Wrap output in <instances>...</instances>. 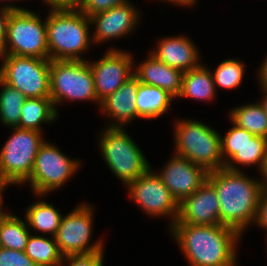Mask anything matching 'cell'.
I'll return each mask as SVG.
<instances>
[{"instance_id":"6da1fadb","label":"cell","mask_w":267,"mask_h":266,"mask_svg":"<svg viewBox=\"0 0 267 266\" xmlns=\"http://www.w3.org/2000/svg\"><path fill=\"white\" fill-rule=\"evenodd\" d=\"M246 176L225 167L207 175V181L215 188L219 199L220 224L233 228L240 235L251 222H256L264 190L262 181Z\"/></svg>"},{"instance_id":"7a4b0ae2","label":"cell","mask_w":267,"mask_h":266,"mask_svg":"<svg viewBox=\"0 0 267 266\" xmlns=\"http://www.w3.org/2000/svg\"><path fill=\"white\" fill-rule=\"evenodd\" d=\"M173 237L190 266H237L236 246L241 236L221 224H173Z\"/></svg>"},{"instance_id":"3957f363","label":"cell","mask_w":267,"mask_h":266,"mask_svg":"<svg viewBox=\"0 0 267 266\" xmlns=\"http://www.w3.org/2000/svg\"><path fill=\"white\" fill-rule=\"evenodd\" d=\"M90 25L81 10H51L46 19L49 59L83 61L80 55L92 43Z\"/></svg>"},{"instance_id":"277c9868","label":"cell","mask_w":267,"mask_h":266,"mask_svg":"<svg viewBox=\"0 0 267 266\" xmlns=\"http://www.w3.org/2000/svg\"><path fill=\"white\" fill-rule=\"evenodd\" d=\"M175 153L203 167L207 172L224 168L221 152V135L196 120L176 122Z\"/></svg>"},{"instance_id":"5b68a950","label":"cell","mask_w":267,"mask_h":266,"mask_svg":"<svg viewBox=\"0 0 267 266\" xmlns=\"http://www.w3.org/2000/svg\"><path fill=\"white\" fill-rule=\"evenodd\" d=\"M101 134V154L109 169L124 185L143 175L150 164L123 128H108Z\"/></svg>"},{"instance_id":"8992f818","label":"cell","mask_w":267,"mask_h":266,"mask_svg":"<svg viewBox=\"0 0 267 266\" xmlns=\"http://www.w3.org/2000/svg\"><path fill=\"white\" fill-rule=\"evenodd\" d=\"M12 129V136L0 151V179L10 184H22L29 180L36 155L45 141L40 131Z\"/></svg>"},{"instance_id":"52a82bcc","label":"cell","mask_w":267,"mask_h":266,"mask_svg":"<svg viewBox=\"0 0 267 266\" xmlns=\"http://www.w3.org/2000/svg\"><path fill=\"white\" fill-rule=\"evenodd\" d=\"M3 65L0 79L23 93L26 98L50 97L49 58L0 54Z\"/></svg>"},{"instance_id":"ba28073f","label":"cell","mask_w":267,"mask_h":266,"mask_svg":"<svg viewBox=\"0 0 267 266\" xmlns=\"http://www.w3.org/2000/svg\"><path fill=\"white\" fill-rule=\"evenodd\" d=\"M41 20L28 9L11 11L6 42L0 54L49 58L46 19Z\"/></svg>"},{"instance_id":"9c48e42d","label":"cell","mask_w":267,"mask_h":266,"mask_svg":"<svg viewBox=\"0 0 267 266\" xmlns=\"http://www.w3.org/2000/svg\"><path fill=\"white\" fill-rule=\"evenodd\" d=\"M49 83L54 107L65 99L98 102L93 73L86 60H51Z\"/></svg>"},{"instance_id":"30bf717a","label":"cell","mask_w":267,"mask_h":266,"mask_svg":"<svg viewBox=\"0 0 267 266\" xmlns=\"http://www.w3.org/2000/svg\"><path fill=\"white\" fill-rule=\"evenodd\" d=\"M80 162L64 155L55 145L46 141L40 147L30 178L27 182L31 185L36 196H44L65 182L80 167Z\"/></svg>"},{"instance_id":"8fae6325","label":"cell","mask_w":267,"mask_h":266,"mask_svg":"<svg viewBox=\"0 0 267 266\" xmlns=\"http://www.w3.org/2000/svg\"><path fill=\"white\" fill-rule=\"evenodd\" d=\"M151 167L135 180L127 183L130 197L151 216L171 217L170 227L179 216V203Z\"/></svg>"},{"instance_id":"7c38bea8","label":"cell","mask_w":267,"mask_h":266,"mask_svg":"<svg viewBox=\"0 0 267 266\" xmlns=\"http://www.w3.org/2000/svg\"><path fill=\"white\" fill-rule=\"evenodd\" d=\"M92 211L88 204H80L62 217L55 240L63 256L104 250L102 240L88 245L93 227Z\"/></svg>"},{"instance_id":"4fadbf2b","label":"cell","mask_w":267,"mask_h":266,"mask_svg":"<svg viewBox=\"0 0 267 266\" xmlns=\"http://www.w3.org/2000/svg\"><path fill=\"white\" fill-rule=\"evenodd\" d=\"M133 58L123 50L110 49L95 62L89 63L100 103L134 75Z\"/></svg>"},{"instance_id":"5bb4252c","label":"cell","mask_w":267,"mask_h":266,"mask_svg":"<svg viewBox=\"0 0 267 266\" xmlns=\"http://www.w3.org/2000/svg\"><path fill=\"white\" fill-rule=\"evenodd\" d=\"M158 173L173 197L181 203L206 180L208 172L185 157L174 155Z\"/></svg>"},{"instance_id":"9a60e30c","label":"cell","mask_w":267,"mask_h":266,"mask_svg":"<svg viewBox=\"0 0 267 266\" xmlns=\"http://www.w3.org/2000/svg\"><path fill=\"white\" fill-rule=\"evenodd\" d=\"M174 224H220L217 192L207 180L192 195L179 203V216Z\"/></svg>"},{"instance_id":"2e32d148","label":"cell","mask_w":267,"mask_h":266,"mask_svg":"<svg viewBox=\"0 0 267 266\" xmlns=\"http://www.w3.org/2000/svg\"><path fill=\"white\" fill-rule=\"evenodd\" d=\"M139 18V11L129 1L92 15L89 17L91 25L95 24L92 42H105L130 34Z\"/></svg>"},{"instance_id":"e0dca14e","label":"cell","mask_w":267,"mask_h":266,"mask_svg":"<svg viewBox=\"0 0 267 266\" xmlns=\"http://www.w3.org/2000/svg\"><path fill=\"white\" fill-rule=\"evenodd\" d=\"M138 85L139 80L133 75L100 103L102 112L116 120V123L108 125V128H122L126 122L137 118L135 104Z\"/></svg>"},{"instance_id":"ac0fdd59","label":"cell","mask_w":267,"mask_h":266,"mask_svg":"<svg viewBox=\"0 0 267 266\" xmlns=\"http://www.w3.org/2000/svg\"><path fill=\"white\" fill-rule=\"evenodd\" d=\"M157 44L151 54L172 68L186 72L200 65L198 51L186 36L165 37Z\"/></svg>"},{"instance_id":"d6986e66","label":"cell","mask_w":267,"mask_h":266,"mask_svg":"<svg viewBox=\"0 0 267 266\" xmlns=\"http://www.w3.org/2000/svg\"><path fill=\"white\" fill-rule=\"evenodd\" d=\"M149 56L134 69V75L140 83L164 89L175 99L180 94L184 72Z\"/></svg>"},{"instance_id":"ffe728a7","label":"cell","mask_w":267,"mask_h":266,"mask_svg":"<svg viewBox=\"0 0 267 266\" xmlns=\"http://www.w3.org/2000/svg\"><path fill=\"white\" fill-rule=\"evenodd\" d=\"M174 97L164 89L139 82L136 93L137 117L154 119L168 111Z\"/></svg>"},{"instance_id":"44dd1931","label":"cell","mask_w":267,"mask_h":266,"mask_svg":"<svg viewBox=\"0 0 267 266\" xmlns=\"http://www.w3.org/2000/svg\"><path fill=\"white\" fill-rule=\"evenodd\" d=\"M57 117L58 110L50 97L27 98L23 102L17 128L41 132L42 123L53 122Z\"/></svg>"},{"instance_id":"7402d4cb","label":"cell","mask_w":267,"mask_h":266,"mask_svg":"<svg viewBox=\"0 0 267 266\" xmlns=\"http://www.w3.org/2000/svg\"><path fill=\"white\" fill-rule=\"evenodd\" d=\"M216 87L212 72L204 65L184 72L181 91L178 97L208 101L214 98Z\"/></svg>"},{"instance_id":"603a6c76","label":"cell","mask_w":267,"mask_h":266,"mask_svg":"<svg viewBox=\"0 0 267 266\" xmlns=\"http://www.w3.org/2000/svg\"><path fill=\"white\" fill-rule=\"evenodd\" d=\"M63 215L53 204L44 201H38L26 210V224L38 232L49 233L55 237L58 227L60 226Z\"/></svg>"},{"instance_id":"cb8c5ba5","label":"cell","mask_w":267,"mask_h":266,"mask_svg":"<svg viewBox=\"0 0 267 266\" xmlns=\"http://www.w3.org/2000/svg\"><path fill=\"white\" fill-rule=\"evenodd\" d=\"M229 116L236 126L246 129L255 136L267 138V113L260 102L238 106L231 110Z\"/></svg>"},{"instance_id":"d4e9b609","label":"cell","mask_w":267,"mask_h":266,"mask_svg":"<svg viewBox=\"0 0 267 266\" xmlns=\"http://www.w3.org/2000/svg\"><path fill=\"white\" fill-rule=\"evenodd\" d=\"M51 238L39 235L28 238L25 253L38 266H59L63 259L55 237Z\"/></svg>"},{"instance_id":"484cf974","label":"cell","mask_w":267,"mask_h":266,"mask_svg":"<svg viewBox=\"0 0 267 266\" xmlns=\"http://www.w3.org/2000/svg\"><path fill=\"white\" fill-rule=\"evenodd\" d=\"M233 162L249 166L258 163L259 170L262 174L267 163V138L254 136L224 165L229 170L240 171Z\"/></svg>"},{"instance_id":"4316f807","label":"cell","mask_w":267,"mask_h":266,"mask_svg":"<svg viewBox=\"0 0 267 266\" xmlns=\"http://www.w3.org/2000/svg\"><path fill=\"white\" fill-rule=\"evenodd\" d=\"M25 223L21 218L9 214L0 224V247L25 251L31 234Z\"/></svg>"},{"instance_id":"83f0119b","label":"cell","mask_w":267,"mask_h":266,"mask_svg":"<svg viewBox=\"0 0 267 266\" xmlns=\"http://www.w3.org/2000/svg\"><path fill=\"white\" fill-rule=\"evenodd\" d=\"M0 120L9 126L17 127L21 119V108L26 96L0 79Z\"/></svg>"},{"instance_id":"f1b7e54d","label":"cell","mask_w":267,"mask_h":266,"mask_svg":"<svg viewBox=\"0 0 267 266\" xmlns=\"http://www.w3.org/2000/svg\"><path fill=\"white\" fill-rule=\"evenodd\" d=\"M243 63L235 59H227L220 63L212 74L215 87L227 89L236 88L242 83L244 73Z\"/></svg>"},{"instance_id":"f546056e","label":"cell","mask_w":267,"mask_h":266,"mask_svg":"<svg viewBox=\"0 0 267 266\" xmlns=\"http://www.w3.org/2000/svg\"><path fill=\"white\" fill-rule=\"evenodd\" d=\"M227 131L226 136H221V152L224 165L231 159L238 150L244 147L255 135L246 129L236 126ZM228 157V158H227Z\"/></svg>"},{"instance_id":"4dcf8cb0","label":"cell","mask_w":267,"mask_h":266,"mask_svg":"<svg viewBox=\"0 0 267 266\" xmlns=\"http://www.w3.org/2000/svg\"><path fill=\"white\" fill-rule=\"evenodd\" d=\"M103 250L91 253L73 254L63 256L59 266H62L66 260L68 266H103Z\"/></svg>"},{"instance_id":"1f68e13d","label":"cell","mask_w":267,"mask_h":266,"mask_svg":"<svg viewBox=\"0 0 267 266\" xmlns=\"http://www.w3.org/2000/svg\"><path fill=\"white\" fill-rule=\"evenodd\" d=\"M0 266H38L25 251L0 247Z\"/></svg>"},{"instance_id":"d6a6232c","label":"cell","mask_w":267,"mask_h":266,"mask_svg":"<svg viewBox=\"0 0 267 266\" xmlns=\"http://www.w3.org/2000/svg\"><path fill=\"white\" fill-rule=\"evenodd\" d=\"M128 2V0H86L81 11L88 17L106 11L114 6Z\"/></svg>"},{"instance_id":"836d02e7","label":"cell","mask_w":267,"mask_h":266,"mask_svg":"<svg viewBox=\"0 0 267 266\" xmlns=\"http://www.w3.org/2000/svg\"><path fill=\"white\" fill-rule=\"evenodd\" d=\"M24 8H20L14 5L5 4L3 8H0V51L3 49L7 38V22L10 17L11 11H22Z\"/></svg>"},{"instance_id":"e575fe53","label":"cell","mask_w":267,"mask_h":266,"mask_svg":"<svg viewBox=\"0 0 267 266\" xmlns=\"http://www.w3.org/2000/svg\"><path fill=\"white\" fill-rule=\"evenodd\" d=\"M86 0H46L51 10H81Z\"/></svg>"},{"instance_id":"d590c367","label":"cell","mask_w":267,"mask_h":266,"mask_svg":"<svg viewBox=\"0 0 267 266\" xmlns=\"http://www.w3.org/2000/svg\"><path fill=\"white\" fill-rule=\"evenodd\" d=\"M256 224L267 230V190L264 189L260 201H259V209L256 218Z\"/></svg>"},{"instance_id":"8d00e7d4","label":"cell","mask_w":267,"mask_h":266,"mask_svg":"<svg viewBox=\"0 0 267 266\" xmlns=\"http://www.w3.org/2000/svg\"><path fill=\"white\" fill-rule=\"evenodd\" d=\"M258 75L260 78V84H261V88H267V57L265 58V60L263 61V63L261 64V68L258 71Z\"/></svg>"},{"instance_id":"74e56055","label":"cell","mask_w":267,"mask_h":266,"mask_svg":"<svg viewBox=\"0 0 267 266\" xmlns=\"http://www.w3.org/2000/svg\"><path fill=\"white\" fill-rule=\"evenodd\" d=\"M7 185H10V183L5 182L4 180L0 179V224L6 219V217L9 215L8 213H4V211H2V190L5 189V187H7Z\"/></svg>"},{"instance_id":"f35d334b","label":"cell","mask_w":267,"mask_h":266,"mask_svg":"<svg viewBox=\"0 0 267 266\" xmlns=\"http://www.w3.org/2000/svg\"><path fill=\"white\" fill-rule=\"evenodd\" d=\"M165 1H170V2H173V3H177L178 5H185V6H191L193 5L196 0H165Z\"/></svg>"},{"instance_id":"ab89813d","label":"cell","mask_w":267,"mask_h":266,"mask_svg":"<svg viewBox=\"0 0 267 266\" xmlns=\"http://www.w3.org/2000/svg\"><path fill=\"white\" fill-rule=\"evenodd\" d=\"M262 91L264 92V96L260 103L263 106L265 112L267 113V88H262Z\"/></svg>"},{"instance_id":"60d3db41","label":"cell","mask_w":267,"mask_h":266,"mask_svg":"<svg viewBox=\"0 0 267 266\" xmlns=\"http://www.w3.org/2000/svg\"><path fill=\"white\" fill-rule=\"evenodd\" d=\"M262 176H263V185H264V189L267 190V163H266V167L262 173ZM265 180V181H264Z\"/></svg>"}]
</instances>
